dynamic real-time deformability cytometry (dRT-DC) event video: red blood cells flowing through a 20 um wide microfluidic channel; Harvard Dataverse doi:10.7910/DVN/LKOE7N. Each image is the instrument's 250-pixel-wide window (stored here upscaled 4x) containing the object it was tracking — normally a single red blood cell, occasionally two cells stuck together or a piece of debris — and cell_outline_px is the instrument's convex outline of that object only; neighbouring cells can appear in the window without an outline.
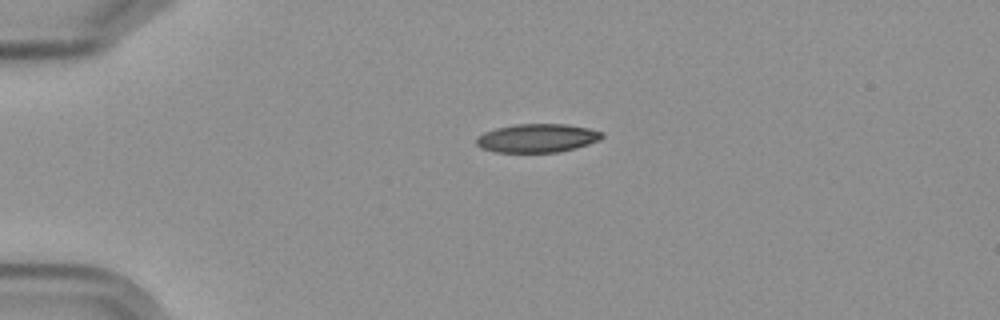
{"species": "Egyptian fruit bat (a non-hibernating species)", "species_latin": "Rousettus aegyptiacus", "temperature_condition": "cold", "stored_images_in_passage": 3, "camera_frame_rate_fps": 3000, "um_per_image_px": 0.085, "frame": {"image": 1, "passage_image": 1, "time_ms": 0.0, "image_size_px": [1000, 320], "cell_outline_px": [[604, 136], [600, 140], [576, 148], [560, 152], [496, 152], [480, 148], [476, 144], [476, 136], [484, 132], [496, 128], [516, 124], [568, 124], [588, 128], [604, 132]], "centroid_in_image_um": [45.67, 11.74], "position_along_channel_um": 39.3, "area_um2": 21.1}}
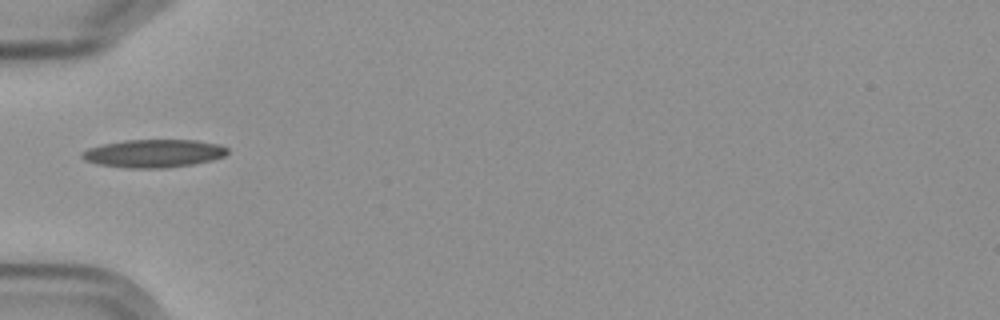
{"frame": {"image": 2, "passage_image": 3, "time_ms": 2.0, "image_size_px": [1000, 320], "cell_outline_px": [[228, 152], [224, 156], [212, 160], [192, 164], [168, 168], [124, 168], [96, 164], [84, 160], [80, 156], [80, 152], [88, 148], [100, 144], [124, 140], [196, 140], [220, 144], [228, 148]], "centroid_in_image_um": [13.02, 13.04], "position_along_channel_um": 72.0, "area_um2": 24.1}}